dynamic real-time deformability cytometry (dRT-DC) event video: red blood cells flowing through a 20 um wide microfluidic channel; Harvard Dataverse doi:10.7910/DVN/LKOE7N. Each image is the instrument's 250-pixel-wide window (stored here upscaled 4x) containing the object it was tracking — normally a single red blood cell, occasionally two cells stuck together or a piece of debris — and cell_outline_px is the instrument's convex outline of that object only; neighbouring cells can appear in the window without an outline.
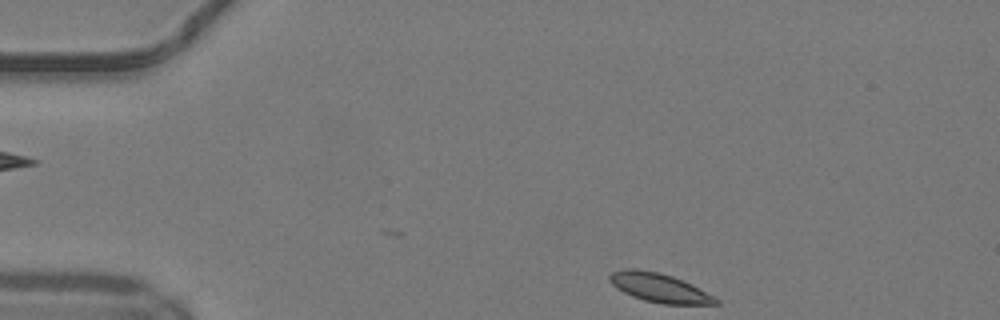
{"species": "common noctule bat (a hibernating species)", "species_latin": "Nyctalus noctula", "temperature_condition": "warm", "stored_images_in_passage": 12, "camera_frame_rate_fps": 3000, "um_per_image_px": 0.085, "animal": {"sex": "male", "body_mass_g": 19.2, "forearm_length_mm": 51.8}, "frame": {"image": 1, "passage_image": 1, "time_ms": 0.0, "image_size_px": [1000, 320], "cell_outline_px": [[720, 304], [660, 304], [644, 300], [632, 296], [616, 288], [608, 280], [608, 276], [612, 272], [628, 268], [636, 268], [660, 272], [672, 276], [692, 284], [720, 300]], "centroid_in_image_um": [56.03, 24.45], "position_along_channel_um": 29.0, "area_um2": 17.98}}
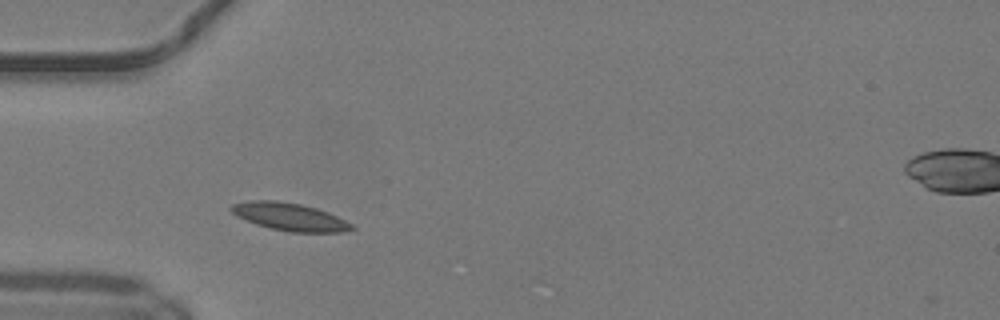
{"frame": {"image": 2, "passage_image": 8, "time_ms": 2.333, "image_size_px": [1000, 320], "cell_outline_px": [[356, 228], [344, 232], [288, 232], [268, 228], [256, 224], [236, 216], [228, 208], [232, 204], [252, 200], [276, 200], [300, 204], [316, 208], [328, 212], [352, 224]], "centroid_in_image_um": [24.6, 18.43], "position_along_channel_um": 60.4, "area_um2": 19.48}}
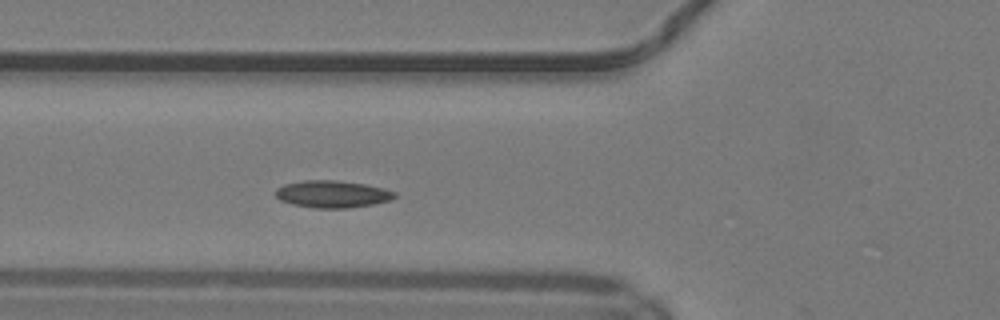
{"frame": {"image": 3, "passage_image": 11, "time_ms": 3.333, "image_size_px": [1000, 320], "cell_outline_px": [[396, 196], [392, 200], [372, 204], [348, 208], [312, 208], [292, 204], [280, 200], [276, 196], [276, 188], [284, 184], [304, 180], [336, 180], [364, 184], [384, 188], [396, 192]], "centroid_in_image_um": [28.25, 16.5], "position_along_channel_um": 97.6, "area_um2": 18.9}}